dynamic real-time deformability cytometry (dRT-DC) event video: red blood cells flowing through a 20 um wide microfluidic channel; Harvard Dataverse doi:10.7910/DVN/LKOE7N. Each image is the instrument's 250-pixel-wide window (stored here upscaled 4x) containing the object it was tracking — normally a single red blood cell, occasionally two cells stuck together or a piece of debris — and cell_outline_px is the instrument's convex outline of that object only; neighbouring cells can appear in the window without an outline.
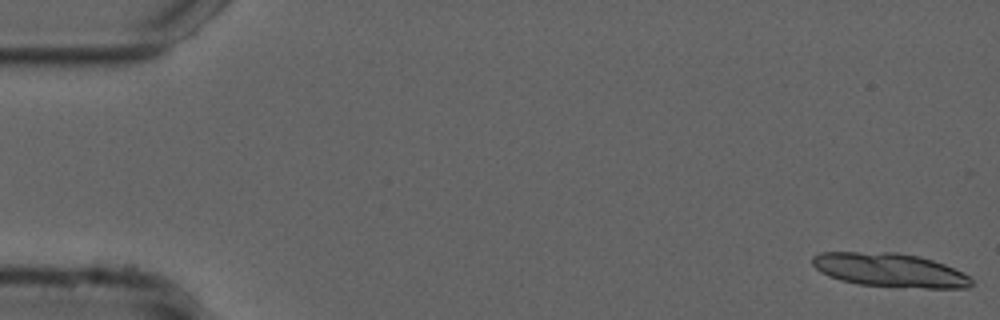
{"species": "common noctule bat (a hibernating species)", "species_latin": "Nyctalus noctula", "temperature_condition": "cold", "stored_images_in_passage": 2, "camera_frame_rate_fps": 3000, "um_per_image_px": 0.085, "animal": {"sex": "male", "forearm_length_mm": 52.5}, "frame": {"image": 1, "passage_image": 1, "time_ms": 0.0, "image_size_px": [1000, 320], "cell_outline_px": [[972, 284], [968, 288], [924, 288], [860, 284], [840, 280], [828, 276], [820, 272], [812, 264], [812, 256], [820, 252], [896, 252], [920, 256], [944, 264], [968, 276], [972, 280]], "centroid_in_image_um": [75.6, 22.95], "position_along_channel_um": 9.4, "area_um2": 31.21}}